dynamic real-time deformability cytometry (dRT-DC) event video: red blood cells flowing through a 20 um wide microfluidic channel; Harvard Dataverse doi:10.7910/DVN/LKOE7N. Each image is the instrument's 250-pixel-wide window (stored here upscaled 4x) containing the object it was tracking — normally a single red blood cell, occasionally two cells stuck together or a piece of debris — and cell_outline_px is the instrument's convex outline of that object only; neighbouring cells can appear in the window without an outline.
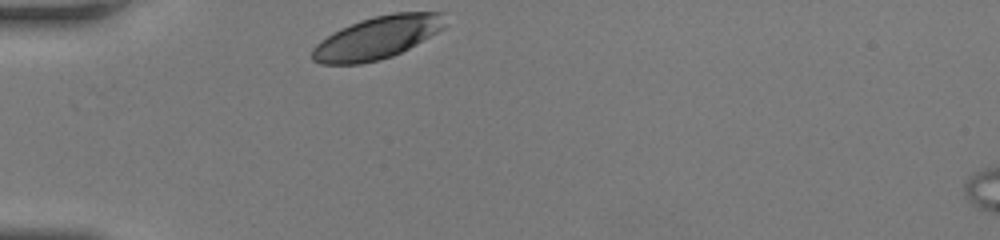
{"species": "human", "species_latin": "Homo sapiens", "temperature_condition": "room temperature", "stored_images_in_passage": 27, "camera_frame_rate_fps": 3000, "um_per_image_px": 0.085, "donor": {"sex": "female"}, "frame": {"image": 1, "passage_image": 1, "time_ms": 0.0, "image_size_px": [1000, 240], "cell_outline_px": [[444, 28], [416, 44], [392, 56], [380, 60], [360, 64], [320, 64], [312, 60], [312, 48], [320, 40], [340, 28], [360, 20], [376, 16], [396, 12], [444, 12]], "centroid_in_image_um": [32.03, 3.2], "position_along_channel_um": 53.0, "area_um2": 32.83}}
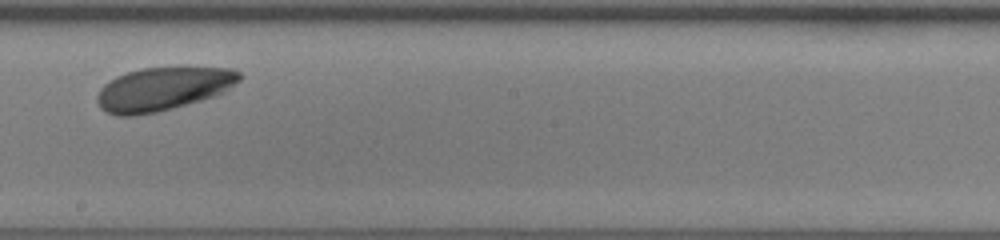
{"frame": {"image": 2, "passage_image": 16, "time_ms": 5.0, "image_size_px": [1000, 240], "cell_outline_px": [[244, 76], [240, 80], [224, 92], [200, 100], [172, 108], [156, 112], [132, 116], [116, 116], [100, 108], [96, 100], [96, 96], [100, 88], [104, 84], [116, 76], [140, 68], [232, 68], [240, 72]], "centroid_in_image_um": [13.83, 7.56], "position_along_channel_um": 234.4, "area_um2": 35.78}}
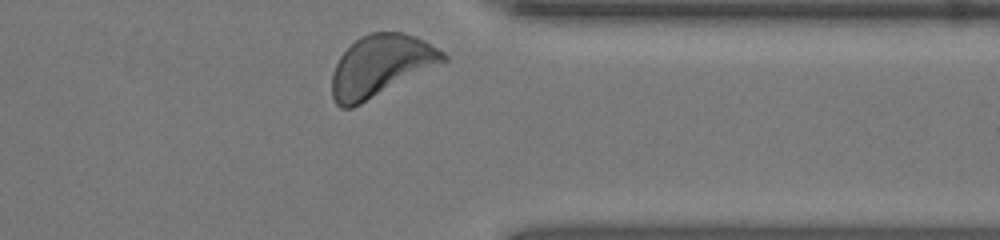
{"frame": {"image": 3, "passage_image": 27, "time_ms": 8.667, "image_size_px": [1000, 240], "cell_outline_px": [[448, 60], [352, 108], [340, 108], [336, 104], [332, 96], [332, 72], [340, 56], [360, 36], [368, 32], [400, 32], [416, 36], [424, 40], [444, 52], [448, 56]], "centroid_in_image_um": [32.35, 5.58], "position_along_channel_um": 379.0, "area_um2": 39.54}, "authors_computed_cell_mechanics": {"area_um2": 35.4314, "velocity_mm_per_s": 4.0092, "shape_relaxation_time_tau1_ms": 1.2174, "shape_relaxation_time_tau2_ms": null, "deformation_change_tau1": 0.055, "deformation_change_tau2": null}}